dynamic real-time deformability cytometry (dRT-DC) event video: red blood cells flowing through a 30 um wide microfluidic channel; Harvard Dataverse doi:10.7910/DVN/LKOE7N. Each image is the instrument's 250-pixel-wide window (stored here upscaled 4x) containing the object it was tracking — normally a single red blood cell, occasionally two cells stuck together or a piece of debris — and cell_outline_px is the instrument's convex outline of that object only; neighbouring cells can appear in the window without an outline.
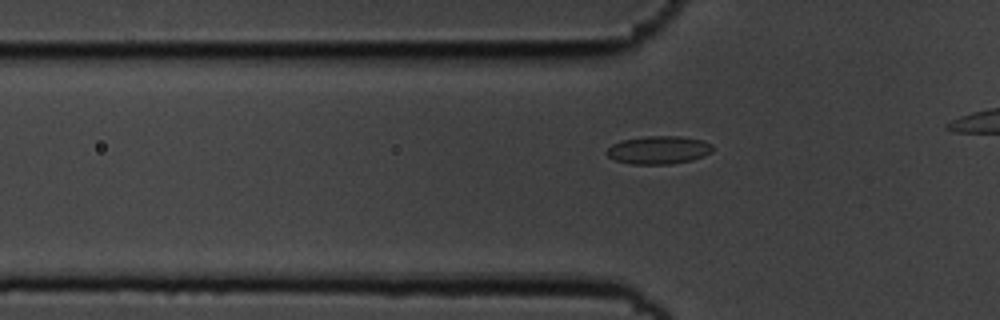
{"species": "common noctule bat (a hibernating species)", "species_latin": "Nyctalus noctula", "temperature_condition": "cold", "stored_images_in_passage": 33, "segment_of_instrument_passage": [1, 2], "camera_frame_rate_fps": 3000, "um_per_image_px": 0.085, "animal": {"sex": "male", "body_mass_g": 19.5, "forearm_length_mm": 54.6}, "frame": {"image": 1, "passage_image": 5, "time_ms": 1.333, "image_size_px": [1000, 320], "cell_outline_px": [[712, 152], [704, 156], [692, 160], [672, 164], [628, 164], [616, 160], [608, 156], [608, 148], [612, 144], [620, 140], [648, 136], [680, 136], [704, 140], [712, 144]], "centroid_in_image_um": [56.01, 12.75], "position_along_channel_um": 69.8, "area_um2": 17.4}}
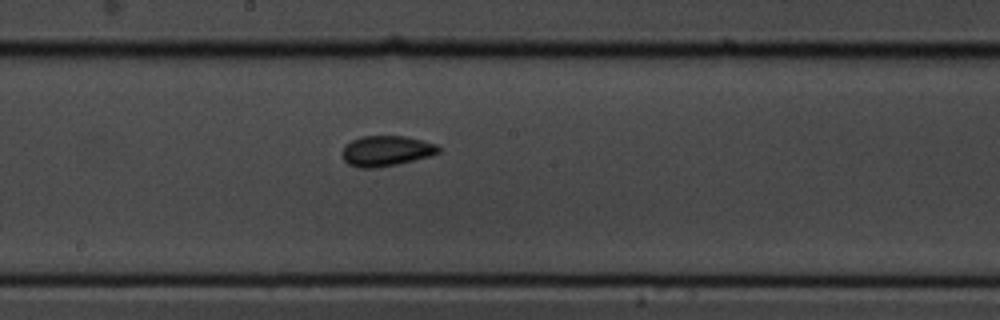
{"frame": {"image": 2, "passage_image": 17, "time_ms": 5.333, "image_size_px": [1000, 320], "cell_outline_px": [[440, 152], [432, 156], [396, 164], [376, 168], [360, 168], [348, 164], [344, 160], [340, 152], [344, 144], [360, 136], [404, 136], [436, 144], [440, 148]], "centroid_in_image_um": [32.79, 12.83], "position_along_channel_um": 215.4, "area_um2": 17.22}}
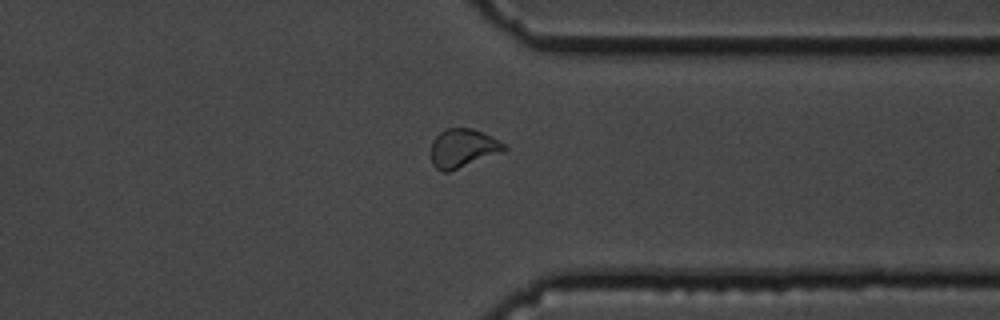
{"frame": {"image": 3, "passage_image": 30, "time_ms": 9.667, "image_size_px": [1000, 320], "cell_outline_px": [[508, 148], [504, 152], [448, 172], [440, 172], [432, 164], [432, 140], [444, 128], [472, 128], [492, 136], [504, 144]], "centroid_in_image_um": [39.35, 12.6], "position_along_channel_um": 372.0, "area_um2": 16.59}}